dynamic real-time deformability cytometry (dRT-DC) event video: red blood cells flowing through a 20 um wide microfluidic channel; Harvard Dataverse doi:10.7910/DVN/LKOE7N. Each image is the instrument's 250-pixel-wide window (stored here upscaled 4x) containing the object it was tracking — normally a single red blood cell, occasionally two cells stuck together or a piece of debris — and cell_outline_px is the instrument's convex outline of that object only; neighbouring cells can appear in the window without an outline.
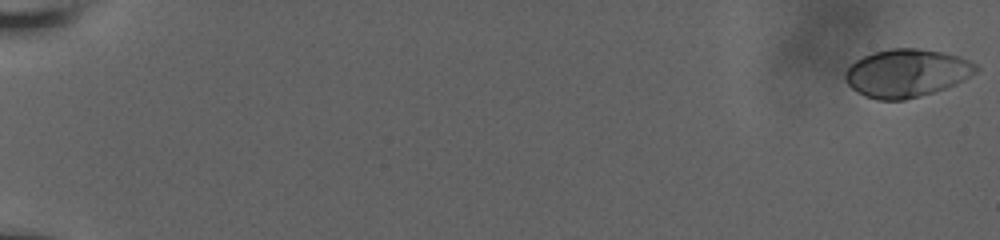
{"species": "human", "species_latin": "Homo sapiens", "temperature_condition": "room temperature", "stored_images_in_passage": 57, "camera_frame_rate_fps": 3000, "um_per_image_px": 0.085, "donor": {"sex": "male"}, "frame": {"image": 1, "passage_image": 1, "time_ms": 0.0, "image_size_px": [1000, 240], "cell_outline_px": [[980, 68], [976, 72], [956, 84], [920, 96], [904, 100], [876, 100], [864, 96], [856, 92], [844, 80], [844, 72], [856, 60], [872, 52], [892, 48], [916, 48], [940, 52], [956, 56], [968, 60], [976, 64]], "centroid_in_image_um": [77.02, 6.22], "position_along_channel_um": 8.0, "area_um2": 36.47}}
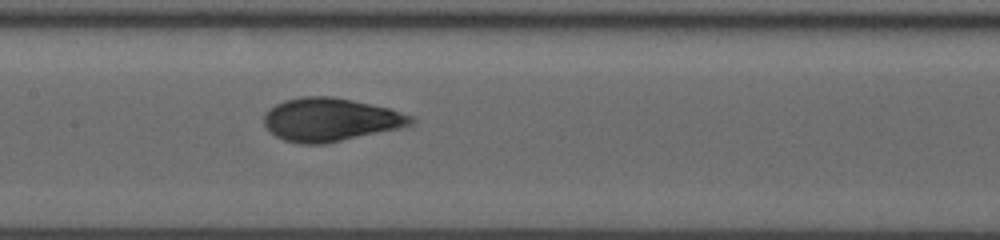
{"frame": {"image": 2, "passage_image": 31, "time_ms": 10.0, "image_size_px": [1000, 240], "cell_outline_px": [[416, 120], [412, 124], [400, 128], [324, 144], [300, 144], [284, 140], [268, 132], [264, 124], [264, 112], [268, 108], [284, 100], [300, 96], [332, 96], [392, 108], [412, 116]], "centroid_in_image_um": [28.06, 10.16], "position_along_channel_um": 179.3, "area_um2": 37.4}}
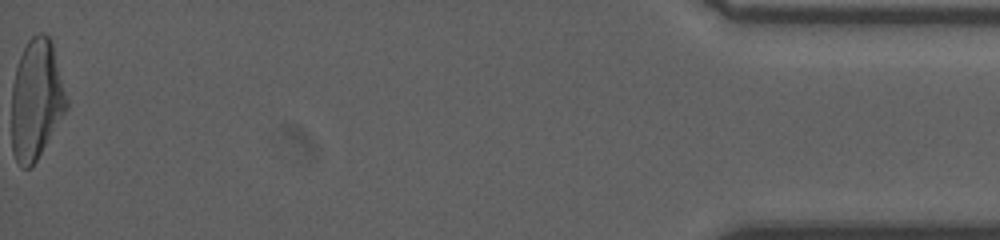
{"frame": {"image": 3, "passage_image": 57, "time_ms": 18.667, "image_size_px": [1000, 240], "cell_outline_px": [[68, 108], [36, 160], [28, 168], [20, 168], [12, 152], [12, 84], [16, 68], [20, 56], [28, 40], [32, 36], [40, 32], [44, 32], [52, 40], [68, 100]], "centroid_in_image_um": [3.09, 8.44], "position_along_channel_um": 432.1, "area_um2": 38.49}, "authors_computed_cell_mechanics": {"area_um2": 36.2984, "velocity_mm_per_s": 3.931, "shape_relaxation_time_tau1_ms": 3.9356, "shape_relaxation_time_tau2_ms": 0.703, "deformation_change_tau1": 0.1863, "deformation_change_tau2": 0.0513}}